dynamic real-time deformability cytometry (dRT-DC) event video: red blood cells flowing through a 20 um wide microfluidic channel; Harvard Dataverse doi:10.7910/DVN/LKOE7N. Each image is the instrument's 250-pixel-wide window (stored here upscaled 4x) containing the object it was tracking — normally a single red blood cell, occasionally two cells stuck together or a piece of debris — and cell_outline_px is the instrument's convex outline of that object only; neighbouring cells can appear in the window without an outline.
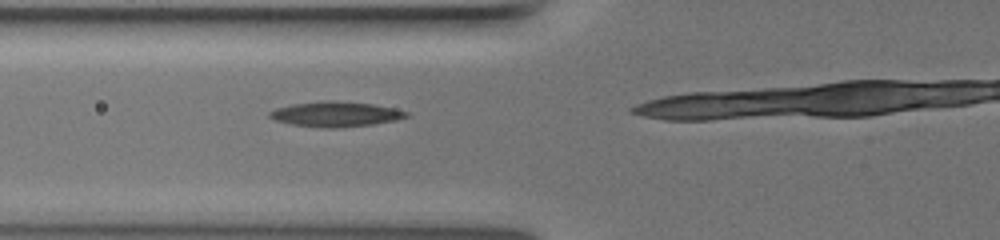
{"species": "common noctule bat (a hibernating species)", "species_latin": "Nyctalus noctula", "temperature_condition": "warm", "stored_images_in_passage": 3, "camera_frame_rate_fps": 3000, "um_per_image_px": 0.085, "animal": {"sex": "female", "body_mass_g": 19.5, "forearm_length_mm": 54.1}, "frame": {"image": 1, "passage_image": 2, "time_ms": 1.333, "image_size_px": [1000, 240], "cell_outline_px": [[408, 116], [396, 120], [372, 124], [332, 128], [324, 128], [292, 124], [276, 120], [268, 116], [268, 112], [276, 108], [292, 104], [328, 100], [332, 100], [372, 104], [396, 108], [408, 112]], "centroid_in_image_um": [28.53, 9.69], "position_along_channel_um": 97.3, "area_um2": 19.83}}